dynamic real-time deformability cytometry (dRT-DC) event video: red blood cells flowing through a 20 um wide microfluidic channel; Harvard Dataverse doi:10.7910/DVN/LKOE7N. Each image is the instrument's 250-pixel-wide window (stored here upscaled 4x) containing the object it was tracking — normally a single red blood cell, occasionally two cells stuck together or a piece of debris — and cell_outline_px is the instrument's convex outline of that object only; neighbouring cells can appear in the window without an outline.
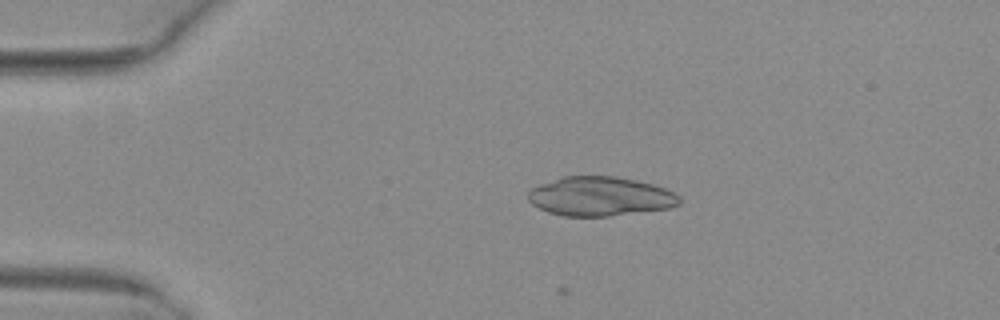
{"species": "common noctule bat (a hibernating species)", "species_latin": "Nyctalus noctula", "temperature_condition": "warm", "stored_images_in_passage": 3, "camera_frame_rate_fps": 3000, "um_per_image_px": 0.085, "animal": {"sex": "female", "body_mass_g": 29.2, "forearm_length_mm": 56.3}, "frame": {"image": 1, "passage_image": 2, "time_ms": 0.333, "image_size_px": [1000, 320], "cell_outline_px": [[680, 204], [672, 208], [608, 216], [564, 216], [548, 212], [532, 204], [528, 200], [528, 192], [532, 188], [540, 184], [564, 176], [616, 176], [636, 180], [652, 184], [664, 188], [680, 196]], "centroid_in_image_um": [51.03, 16.69], "position_along_channel_um": 34.0, "area_um2": 34.56}}